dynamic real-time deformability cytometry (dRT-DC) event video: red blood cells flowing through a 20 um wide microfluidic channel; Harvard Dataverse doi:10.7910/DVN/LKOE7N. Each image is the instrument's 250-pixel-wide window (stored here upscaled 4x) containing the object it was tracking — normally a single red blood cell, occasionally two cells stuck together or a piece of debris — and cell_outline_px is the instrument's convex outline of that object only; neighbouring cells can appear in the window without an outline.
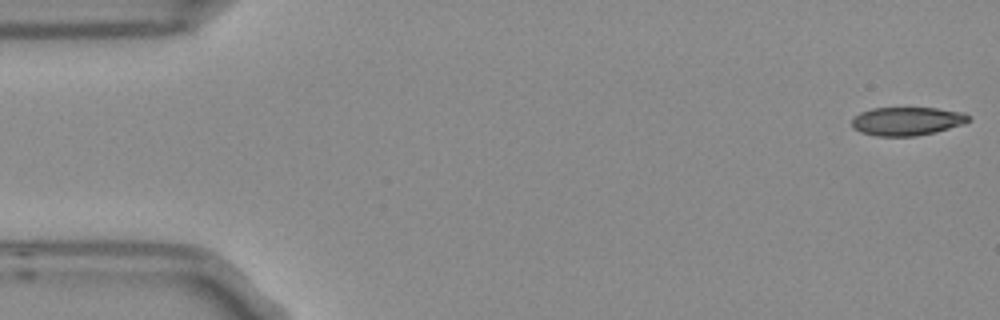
{"species": "Egyptian fruit bat (a non-hibernating species)", "species_latin": "Rousettus aegyptiacus", "temperature_condition": "room temperature", "stored_images_in_passage": 5, "camera_frame_rate_fps": 3000, "um_per_image_px": 0.085, "frame": {"image": 1, "passage_image": 1, "time_ms": 0.0, "image_size_px": [1000, 320], "cell_outline_px": [[972, 120], [964, 124], [936, 132], [916, 136], [876, 136], [860, 132], [852, 128], [852, 116], [860, 112], [872, 108], [936, 108], [964, 112], [972, 116]], "centroid_in_image_um": [77.11, 10.3], "position_along_channel_um": 7.9, "area_um2": 19.71}}
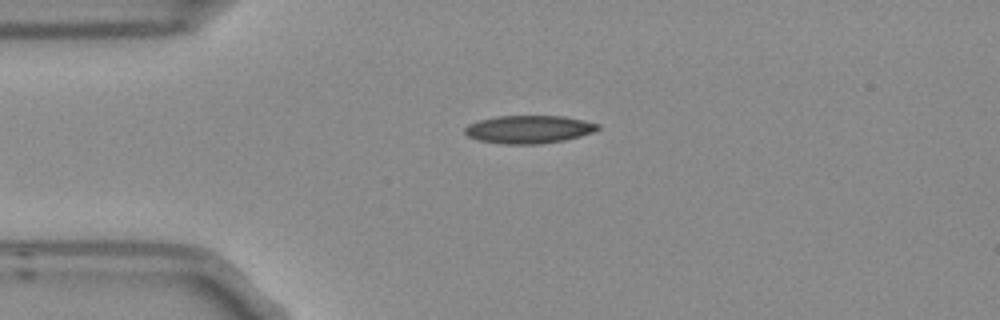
{"frame": {"image": 2, "passage_image": 4, "time_ms": 1.0, "image_size_px": [1000, 320], "cell_outline_px": [[600, 128], [592, 132], [580, 136], [564, 140], [540, 144], [504, 144], [480, 140], [468, 136], [464, 132], [464, 128], [468, 124], [480, 120], [500, 116], [564, 116], [584, 120], [600, 124]], "centroid_in_image_um": [44.97, 10.99], "position_along_channel_um": 40.0, "area_um2": 21.56}}